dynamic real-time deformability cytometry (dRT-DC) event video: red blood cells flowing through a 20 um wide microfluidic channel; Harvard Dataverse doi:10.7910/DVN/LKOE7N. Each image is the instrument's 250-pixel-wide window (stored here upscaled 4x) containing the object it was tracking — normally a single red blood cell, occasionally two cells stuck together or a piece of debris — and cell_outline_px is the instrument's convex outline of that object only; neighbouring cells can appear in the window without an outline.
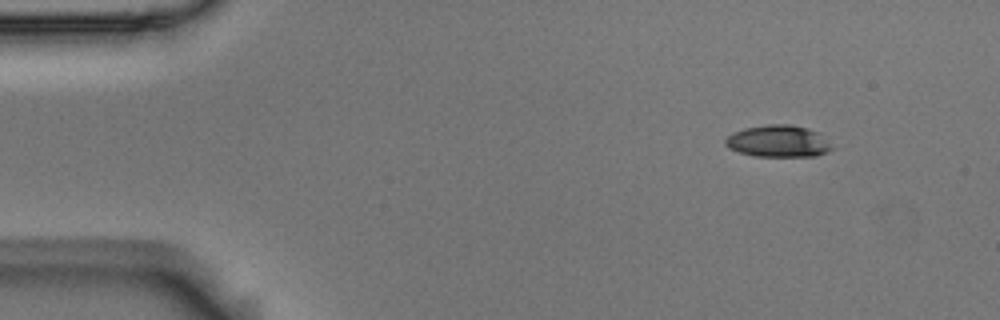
{"species": "Egyptian fruit bat (a non-hibernating species)", "species_latin": "Rousettus aegyptiacus", "temperature_condition": "room temperature", "stored_images_in_passage": 11, "camera_frame_rate_fps": 3000, "um_per_image_px": 0.085, "animal": {"sex": "male"}, "frame": {"image": 1, "passage_image": 1, "time_ms": 0.0, "image_size_px": [1000, 320], "cell_outline_px": [[832, 148], [828, 152], [816, 156], [756, 156], [740, 152], [728, 148], [724, 144], [724, 140], [732, 132], [744, 128], [768, 124], [792, 124], [808, 128], [820, 132]], "centroid_in_image_um": [66.14, 11.99], "position_along_channel_um": 18.9, "area_um2": 19.88}}